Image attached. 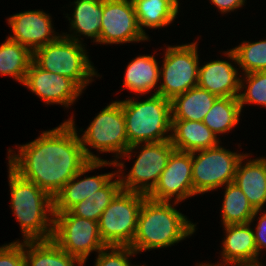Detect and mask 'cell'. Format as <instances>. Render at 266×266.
<instances>
[{
	"label": "cell",
	"mask_w": 266,
	"mask_h": 266,
	"mask_svg": "<svg viewBox=\"0 0 266 266\" xmlns=\"http://www.w3.org/2000/svg\"><path fill=\"white\" fill-rule=\"evenodd\" d=\"M73 118L42 132L34 141L18 146V154L8 149V166L52 198L90 162Z\"/></svg>",
	"instance_id": "1"
},
{
	"label": "cell",
	"mask_w": 266,
	"mask_h": 266,
	"mask_svg": "<svg viewBox=\"0 0 266 266\" xmlns=\"http://www.w3.org/2000/svg\"><path fill=\"white\" fill-rule=\"evenodd\" d=\"M177 202L155 201L146 197L142 203L135 237L130 247L136 252L171 247L195 233L196 223L175 209Z\"/></svg>",
	"instance_id": "2"
},
{
	"label": "cell",
	"mask_w": 266,
	"mask_h": 266,
	"mask_svg": "<svg viewBox=\"0 0 266 266\" xmlns=\"http://www.w3.org/2000/svg\"><path fill=\"white\" fill-rule=\"evenodd\" d=\"M8 173L11 208L20 224L22 240L52 239L53 198L35 183L21 177L10 166Z\"/></svg>",
	"instance_id": "3"
},
{
	"label": "cell",
	"mask_w": 266,
	"mask_h": 266,
	"mask_svg": "<svg viewBox=\"0 0 266 266\" xmlns=\"http://www.w3.org/2000/svg\"><path fill=\"white\" fill-rule=\"evenodd\" d=\"M135 100L122 101L129 146L170 140L171 101L154 93L143 101Z\"/></svg>",
	"instance_id": "4"
},
{
	"label": "cell",
	"mask_w": 266,
	"mask_h": 266,
	"mask_svg": "<svg viewBox=\"0 0 266 266\" xmlns=\"http://www.w3.org/2000/svg\"><path fill=\"white\" fill-rule=\"evenodd\" d=\"M82 42L60 35L33 51V62L45 71L73 80L82 90L99 76Z\"/></svg>",
	"instance_id": "5"
},
{
	"label": "cell",
	"mask_w": 266,
	"mask_h": 266,
	"mask_svg": "<svg viewBox=\"0 0 266 266\" xmlns=\"http://www.w3.org/2000/svg\"><path fill=\"white\" fill-rule=\"evenodd\" d=\"M137 148L140 152L129 173L123 175L122 169L125 165L119 160L115 162L116 168L119 167L116 173L120 179L122 190L148 195L156 186L175 147L170 140L144 143L142 147L140 144H135L130 146L120 158L127 157L126 159L130 160L133 151L138 150Z\"/></svg>",
	"instance_id": "6"
},
{
	"label": "cell",
	"mask_w": 266,
	"mask_h": 266,
	"mask_svg": "<svg viewBox=\"0 0 266 266\" xmlns=\"http://www.w3.org/2000/svg\"><path fill=\"white\" fill-rule=\"evenodd\" d=\"M83 132L79 137L84 153L90 161H105L93 154L89 150L90 147L101 153H114V162L120 159V156L130 147L122 101H113L103 108Z\"/></svg>",
	"instance_id": "7"
},
{
	"label": "cell",
	"mask_w": 266,
	"mask_h": 266,
	"mask_svg": "<svg viewBox=\"0 0 266 266\" xmlns=\"http://www.w3.org/2000/svg\"><path fill=\"white\" fill-rule=\"evenodd\" d=\"M147 195L121 190L98 220L99 234L106 246H130L135 237L142 203Z\"/></svg>",
	"instance_id": "8"
},
{
	"label": "cell",
	"mask_w": 266,
	"mask_h": 266,
	"mask_svg": "<svg viewBox=\"0 0 266 266\" xmlns=\"http://www.w3.org/2000/svg\"><path fill=\"white\" fill-rule=\"evenodd\" d=\"M198 42L167 46L160 68L158 94L168 100L198 85ZM162 77V78H161Z\"/></svg>",
	"instance_id": "9"
},
{
	"label": "cell",
	"mask_w": 266,
	"mask_h": 266,
	"mask_svg": "<svg viewBox=\"0 0 266 266\" xmlns=\"http://www.w3.org/2000/svg\"><path fill=\"white\" fill-rule=\"evenodd\" d=\"M244 155L229 151L220 144L192 152L194 196L232 183L237 165Z\"/></svg>",
	"instance_id": "10"
},
{
	"label": "cell",
	"mask_w": 266,
	"mask_h": 266,
	"mask_svg": "<svg viewBox=\"0 0 266 266\" xmlns=\"http://www.w3.org/2000/svg\"><path fill=\"white\" fill-rule=\"evenodd\" d=\"M52 240L69 255L84 264L91 252L106 247L102 241L98 222L73 215L70 211L54 213Z\"/></svg>",
	"instance_id": "11"
},
{
	"label": "cell",
	"mask_w": 266,
	"mask_h": 266,
	"mask_svg": "<svg viewBox=\"0 0 266 266\" xmlns=\"http://www.w3.org/2000/svg\"><path fill=\"white\" fill-rule=\"evenodd\" d=\"M149 40L142 33L132 0H102L100 44H123Z\"/></svg>",
	"instance_id": "12"
},
{
	"label": "cell",
	"mask_w": 266,
	"mask_h": 266,
	"mask_svg": "<svg viewBox=\"0 0 266 266\" xmlns=\"http://www.w3.org/2000/svg\"><path fill=\"white\" fill-rule=\"evenodd\" d=\"M194 196L192 180V152L174 150L160 178L147 195L155 201L181 202Z\"/></svg>",
	"instance_id": "13"
},
{
	"label": "cell",
	"mask_w": 266,
	"mask_h": 266,
	"mask_svg": "<svg viewBox=\"0 0 266 266\" xmlns=\"http://www.w3.org/2000/svg\"><path fill=\"white\" fill-rule=\"evenodd\" d=\"M22 85L41 98L44 103L61 104L66 108L74 104L83 92L70 78L45 71L33 61Z\"/></svg>",
	"instance_id": "14"
},
{
	"label": "cell",
	"mask_w": 266,
	"mask_h": 266,
	"mask_svg": "<svg viewBox=\"0 0 266 266\" xmlns=\"http://www.w3.org/2000/svg\"><path fill=\"white\" fill-rule=\"evenodd\" d=\"M108 165L116 166L113 160L110 162L107 160L90 161L82 170L75 174L53 198V213L69 211L77 203L103 188L117 174L116 172L113 173L112 171V173L80 178L91 170Z\"/></svg>",
	"instance_id": "15"
},
{
	"label": "cell",
	"mask_w": 266,
	"mask_h": 266,
	"mask_svg": "<svg viewBox=\"0 0 266 266\" xmlns=\"http://www.w3.org/2000/svg\"><path fill=\"white\" fill-rule=\"evenodd\" d=\"M7 21L13 33L7 38L28 47L32 52L60 36L53 29L51 16L41 10L23 11L11 15Z\"/></svg>",
	"instance_id": "16"
},
{
	"label": "cell",
	"mask_w": 266,
	"mask_h": 266,
	"mask_svg": "<svg viewBox=\"0 0 266 266\" xmlns=\"http://www.w3.org/2000/svg\"><path fill=\"white\" fill-rule=\"evenodd\" d=\"M238 71L226 60L207 62L199 66L198 86L217 97H238L241 79Z\"/></svg>",
	"instance_id": "17"
},
{
	"label": "cell",
	"mask_w": 266,
	"mask_h": 266,
	"mask_svg": "<svg viewBox=\"0 0 266 266\" xmlns=\"http://www.w3.org/2000/svg\"><path fill=\"white\" fill-rule=\"evenodd\" d=\"M248 155L240 159L233 182L242 190L252 207L260 210L266 203V157L250 158L244 162Z\"/></svg>",
	"instance_id": "18"
},
{
	"label": "cell",
	"mask_w": 266,
	"mask_h": 266,
	"mask_svg": "<svg viewBox=\"0 0 266 266\" xmlns=\"http://www.w3.org/2000/svg\"><path fill=\"white\" fill-rule=\"evenodd\" d=\"M170 142L175 150L194 152L216 147L219 138L202 122L171 120Z\"/></svg>",
	"instance_id": "19"
},
{
	"label": "cell",
	"mask_w": 266,
	"mask_h": 266,
	"mask_svg": "<svg viewBox=\"0 0 266 266\" xmlns=\"http://www.w3.org/2000/svg\"><path fill=\"white\" fill-rule=\"evenodd\" d=\"M250 225L251 223L222 226L226 234L222 241L221 259L223 260L220 263L259 259L253 228Z\"/></svg>",
	"instance_id": "20"
},
{
	"label": "cell",
	"mask_w": 266,
	"mask_h": 266,
	"mask_svg": "<svg viewBox=\"0 0 266 266\" xmlns=\"http://www.w3.org/2000/svg\"><path fill=\"white\" fill-rule=\"evenodd\" d=\"M74 4L72 18L67 17L71 25L69 31L74 32L62 35L77 42H82L83 39L77 36L83 35L99 44L102 0H75Z\"/></svg>",
	"instance_id": "21"
},
{
	"label": "cell",
	"mask_w": 266,
	"mask_h": 266,
	"mask_svg": "<svg viewBox=\"0 0 266 266\" xmlns=\"http://www.w3.org/2000/svg\"><path fill=\"white\" fill-rule=\"evenodd\" d=\"M122 89L137 95L149 94L156 87L154 94H158L160 81V66L154 55H139L127 65Z\"/></svg>",
	"instance_id": "22"
},
{
	"label": "cell",
	"mask_w": 266,
	"mask_h": 266,
	"mask_svg": "<svg viewBox=\"0 0 266 266\" xmlns=\"http://www.w3.org/2000/svg\"><path fill=\"white\" fill-rule=\"evenodd\" d=\"M218 98L197 85L171 100V120L203 121Z\"/></svg>",
	"instance_id": "23"
},
{
	"label": "cell",
	"mask_w": 266,
	"mask_h": 266,
	"mask_svg": "<svg viewBox=\"0 0 266 266\" xmlns=\"http://www.w3.org/2000/svg\"><path fill=\"white\" fill-rule=\"evenodd\" d=\"M139 27L148 38L145 28H162L173 22L179 12L178 0H132Z\"/></svg>",
	"instance_id": "24"
},
{
	"label": "cell",
	"mask_w": 266,
	"mask_h": 266,
	"mask_svg": "<svg viewBox=\"0 0 266 266\" xmlns=\"http://www.w3.org/2000/svg\"><path fill=\"white\" fill-rule=\"evenodd\" d=\"M26 266H84L75 256L69 255L52 239L24 241Z\"/></svg>",
	"instance_id": "25"
},
{
	"label": "cell",
	"mask_w": 266,
	"mask_h": 266,
	"mask_svg": "<svg viewBox=\"0 0 266 266\" xmlns=\"http://www.w3.org/2000/svg\"><path fill=\"white\" fill-rule=\"evenodd\" d=\"M225 193L221 208L222 225L253 223L260 210H255L249 203L242 190L234 183L225 187Z\"/></svg>",
	"instance_id": "26"
},
{
	"label": "cell",
	"mask_w": 266,
	"mask_h": 266,
	"mask_svg": "<svg viewBox=\"0 0 266 266\" xmlns=\"http://www.w3.org/2000/svg\"><path fill=\"white\" fill-rule=\"evenodd\" d=\"M33 61V52L18 42L6 39L0 45V74L15 78L20 84Z\"/></svg>",
	"instance_id": "27"
},
{
	"label": "cell",
	"mask_w": 266,
	"mask_h": 266,
	"mask_svg": "<svg viewBox=\"0 0 266 266\" xmlns=\"http://www.w3.org/2000/svg\"><path fill=\"white\" fill-rule=\"evenodd\" d=\"M241 111L238 97H219L202 122L216 136L225 134L238 124Z\"/></svg>",
	"instance_id": "28"
},
{
	"label": "cell",
	"mask_w": 266,
	"mask_h": 266,
	"mask_svg": "<svg viewBox=\"0 0 266 266\" xmlns=\"http://www.w3.org/2000/svg\"><path fill=\"white\" fill-rule=\"evenodd\" d=\"M121 190L120 179L116 174L103 188L77 203L69 211L75 216L98 222L102 212Z\"/></svg>",
	"instance_id": "29"
},
{
	"label": "cell",
	"mask_w": 266,
	"mask_h": 266,
	"mask_svg": "<svg viewBox=\"0 0 266 266\" xmlns=\"http://www.w3.org/2000/svg\"><path fill=\"white\" fill-rule=\"evenodd\" d=\"M227 58L248 74L266 71V39L257 42L243 41L241 45L225 51Z\"/></svg>",
	"instance_id": "30"
},
{
	"label": "cell",
	"mask_w": 266,
	"mask_h": 266,
	"mask_svg": "<svg viewBox=\"0 0 266 266\" xmlns=\"http://www.w3.org/2000/svg\"><path fill=\"white\" fill-rule=\"evenodd\" d=\"M243 75V78L240 79V93L238 96L241 110H243L244 104L266 107V71ZM244 84H247V86Z\"/></svg>",
	"instance_id": "31"
},
{
	"label": "cell",
	"mask_w": 266,
	"mask_h": 266,
	"mask_svg": "<svg viewBox=\"0 0 266 266\" xmlns=\"http://www.w3.org/2000/svg\"><path fill=\"white\" fill-rule=\"evenodd\" d=\"M97 254L94 266H133L129 257L137 253L130 246H106Z\"/></svg>",
	"instance_id": "32"
},
{
	"label": "cell",
	"mask_w": 266,
	"mask_h": 266,
	"mask_svg": "<svg viewBox=\"0 0 266 266\" xmlns=\"http://www.w3.org/2000/svg\"><path fill=\"white\" fill-rule=\"evenodd\" d=\"M19 240L0 247V266H26L24 241Z\"/></svg>",
	"instance_id": "33"
},
{
	"label": "cell",
	"mask_w": 266,
	"mask_h": 266,
	"mask_svg": "<svg viewBox=\"0 0 266 266\" xmlns=\"http://www.w3.org/2000/svg\"><path fill=\"white\" fill-rule=\"evenodd\" d=\"M257 221L258 224H256L257 226L253 232L255 245L259 255L263 248L266 249V212L262 213Z\"/></svg>",
	"instance_id": "34"
},
{
	"label": "cell",
	"mask_w": 266,
	"mask_h": 266,
	"mask_svg": "<svg viewBox=\"0 0 266 266\" xmlns=\"http://www.w3.org/2000/svg\"><path fill=\"white\" fill-rule=\"evenodd\" d=\"M218 8L221 14L232 12L242 7L246 0H210Z\"/></svg>",
	"instance_id": "35"
},
{
	"label": "cell",
	"mask_w": 266,
	"mask_h": 266,
	"mask_svg": "<svg viewBox=\"0 0 266 266\" xmlns=\"http://www.w3.org/2000/svg\"><path fill=\"white\" fill-rule=\"evenodd\" d=\"M260 259L251 260V261H239V262H230L226 263V266H264L259 262Z\"/></svg>",
	"instance_id": "36"
},
{
	"label": "cell",
	"mask_w": 266,
	"mask_h": 266,
	"mask_svg": "<svg viewBox=\"0 0 266 266\" xmlns=\"http://www.w3.org/2000/svg\"><path fill=\"white\" fill-rule=\"evenodd\" d=\"M196 266H226V264L218 263V262H217V264H216V263H215V264H214V263H213V264H212V263H211V264H210V263H208V264H206V263L198 264V263H197Z\"/></svg>",
	"instance_id": "37"
}]
</instances>
